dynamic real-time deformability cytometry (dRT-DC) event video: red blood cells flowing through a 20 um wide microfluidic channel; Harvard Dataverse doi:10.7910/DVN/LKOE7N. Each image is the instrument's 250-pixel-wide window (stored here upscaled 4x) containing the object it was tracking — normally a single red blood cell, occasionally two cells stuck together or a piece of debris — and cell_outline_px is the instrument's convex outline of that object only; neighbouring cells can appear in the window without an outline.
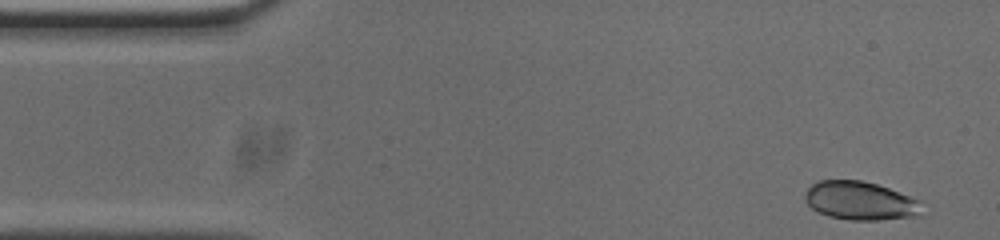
{"species": "common noctule bat (a hibernating species)", "species_latin": "Nyctalus noctula", "temperature_condition": "cold", "stored_images_in_passage": 50, "camera_frame_rate_fps": 3000, "um_per_image_px": 0.085, "animal": {"sex": "male", "body_mass_g": 20.0, "forearm_length_mm": 53.3}, "frame": {"image": 1, "passage_image": 3, "time_ms": 0.667, "image_size_px": [1000, 240], "cell_outline_px": [[924, 216], [880, 220], [848, 220], [828, 216], [812, 208], [804, 200], [804, 192], [812, 184], [820, 180], [860, 180], [876, 184], [888, 188], [920, 200]], "centroid_in_image_um": [73.15, 17.08], "position_along_channel_um": 11.8, "area_um2": 26.53}}
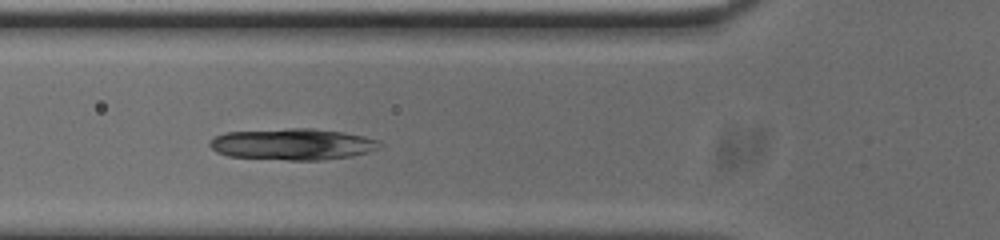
{"frame": {"image": 2, "passage_image": 18, "time_ms": 5.667, "image_size_px": [1000, 240], "cell_outline_px": [[384, 144], [380, 148], [368, 152], [352, 156], [324, 160], [288, 160], [228, 156], [216, 152], [208, 144], [216, 136], [224, 132], [288, 128], [312, 128], [344, 132], [364, 136], [380, 140]], "centroid_in_image_um": [24.92, 12.25], "position_along_channel_um": 100.9, "area_um2": 31.39}}
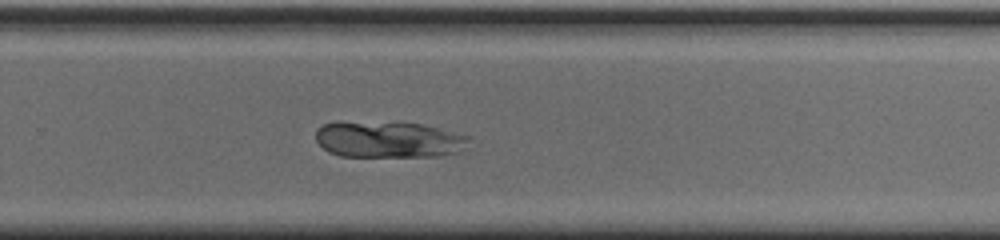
{"frame": {"image": 3, "passage_image": 34, "time_ms": 11.0, "image_size_px": [1000, 240], "cell_outline_px": [[468, 140], [460, 152], [444, 156], [340, 156], [328, 152], [316, 140], [316, 128], [324, 124], [336, 120], [420, 124], [468, 136]], "centroid_in_image_um": [32.94, 11.85], "position_along_channel_um": 296.9, "area_um2": 32.48}}